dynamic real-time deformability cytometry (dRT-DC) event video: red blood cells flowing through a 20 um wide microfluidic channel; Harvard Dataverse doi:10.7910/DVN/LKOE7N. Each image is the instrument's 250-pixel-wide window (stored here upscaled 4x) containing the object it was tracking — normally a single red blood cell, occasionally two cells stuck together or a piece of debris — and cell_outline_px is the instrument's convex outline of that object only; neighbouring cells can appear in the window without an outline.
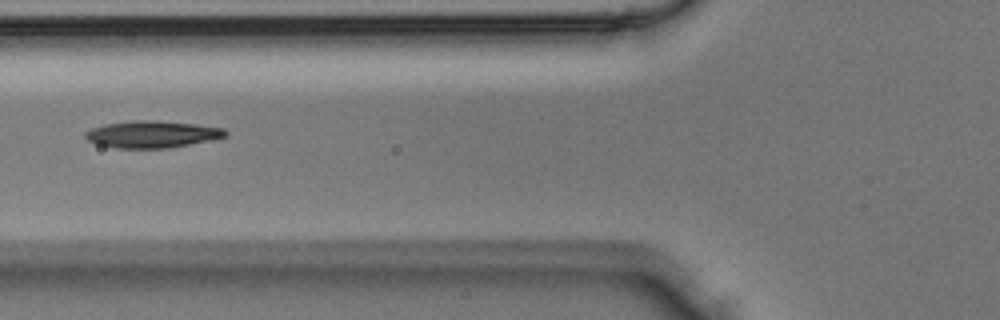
{"species": "Egyptian fruit bat (a non-hibernating species)", "species_latin": "Rousettus aegyptiacus", "temperature_condition": "room temperature", "stored_images_in_passage": 3, "camera_frame_rate_fps": 3000, "um_per_image_px": 0.085, "animal": {"sex": "male"}, "frame": {"image": 1, "passage_image": 3, "time_ms": 0.667, "image_size_px": [1000, 320], "cell_outline_px": [[228, 136], [212, 140], [168, 148], [116, 148], [96, 144], [88, 140], [84, 136], [84, 132], [92, 128], [104, 124], [132, 120], [156, 120], [192, 124], [224, 128], [228, 132]], "centroid_in_image_um": [12.92, 11.41], "position_along_channel_um": 112.9, "area_um2": 22.08}}